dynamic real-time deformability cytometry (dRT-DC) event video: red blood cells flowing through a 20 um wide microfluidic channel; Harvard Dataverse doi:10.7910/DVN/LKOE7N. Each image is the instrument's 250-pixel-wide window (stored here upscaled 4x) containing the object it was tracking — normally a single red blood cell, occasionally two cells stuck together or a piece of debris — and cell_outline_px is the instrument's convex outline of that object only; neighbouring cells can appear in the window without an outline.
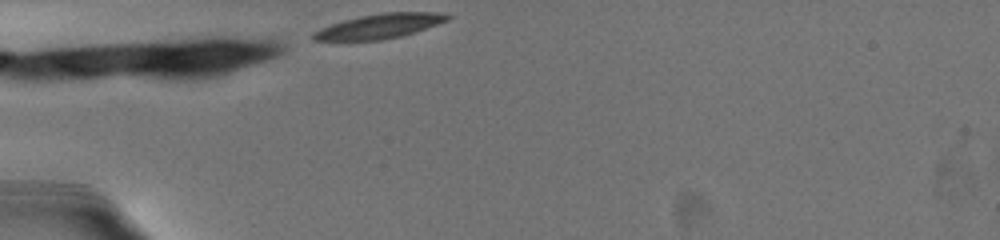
{"species": "common noctule bat (a hibernating species)", "species_latin": "Nyctalus noctula", "temperature_condition": "warm", "stored_images_in_passage": 29, "camera_frame_rate_fps": 3000, "um_per_image_px": 0.085, "animal": {"sex": "female", "body_mass_g": 19.5, "forearm_length_mm": 54.1}, "frame": {"image": 1, "passage_image": 1, "time_ms": 0.0, "image_size_px": [1000, 240], "cell_outline_px": [[452, 16], [448, 20], [400, 36], [380, 40], [312, 40], [312, 32], [320, 28], [344, 20], [360, 16], [384, 12], [440, 12]], "centroid_in_image_um": [32.23, 2.21], "position_along_channel_um": 52.8, "area_um2": 18.9}}
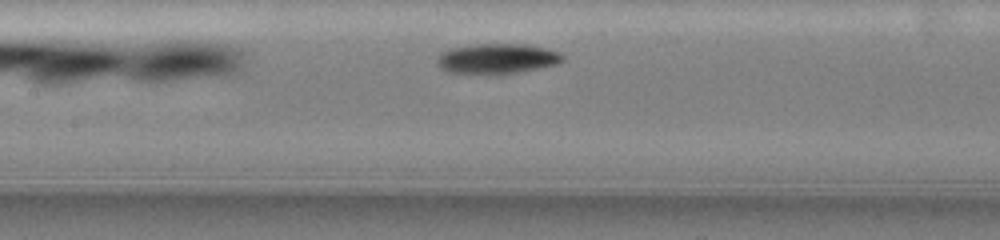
{"frame": {"image": 2, "passage_image": 12, "time_ms": 3.667, "image_size_px": [1000, 240], "cell_outline_px": [[564, 60], [560, 64], [540, 68], [516, 72], [484, 76], [448, 72], [440, 68], [436, 64], [436, 60], [444, 52], [452, 48], [472, 44], [524, 44], [544, 48], [560, 52], [564, 56]], "centroid_in_image_um": [42.25, 5.01], "position_along_channel_um": 165.2, "area_um2": 22.48}}
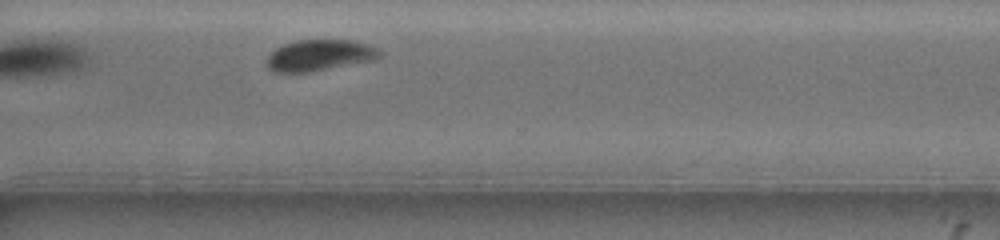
{"frame": {"image": 3, "passage_image": 27, "time_ms": 8.667, "image_size_px": [1000, 240], "cell_outline_px": [[384, 52], [380, 56], [372, 60], [308, 72], [276, 72], [268, 68], [268, 56], [276, 48], [284, 44], [296, 40], [352, 40], [368, 44], [380, 48]], "centroid_in_image_um": [27.2, 4.68], "position_along_channel_um": 343.4, "area_um2": 20.35}, "authors_computed_cell_mechanics": {"area_um2": 20.6346, "velocity_mm_per_s": 3.5723, "shape_relaxation_time_tau1_ms": 2.2704, "shape_relaxation_time_tau2_ms": 6.3111, "deformation_change_tau1": 0.1216, "deformation_change_tau2": 0.0798}}